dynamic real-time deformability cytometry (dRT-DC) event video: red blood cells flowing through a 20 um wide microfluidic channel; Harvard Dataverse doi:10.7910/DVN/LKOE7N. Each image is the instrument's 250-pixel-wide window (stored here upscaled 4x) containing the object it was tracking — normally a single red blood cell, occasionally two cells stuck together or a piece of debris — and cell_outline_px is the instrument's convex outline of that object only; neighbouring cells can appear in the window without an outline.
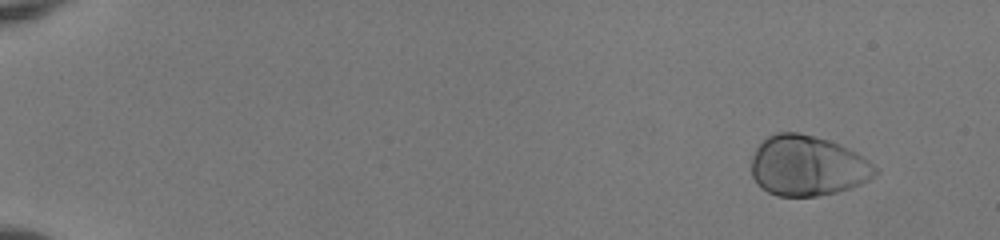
{"species": "human", "species_latin": "Homo sapiens", "temperature_condition": "room temperature", "stored_images_in_passage": 54, "camera_frame_rate_fps": 3000, "um_per_image_px": 0.085, "donor": {"sex": "female"}, "frame": {"image": 1, "passage_image": 5, "time_ms": 1.333, "image_size_px": [1000, 240], "cell_outline_px": [[880, 168], [876, 176], [860, 184], [836, 192], [816, 196], [776, 196], [760, 188], [752, 176], [752, 156], [756, 148], [768, 136], [776, 132], [800, 132], [828, 140], [840, 144], [864, 156]], "centroid_in_image_um": [68.66, 14.09], "position_along_channel_um": 16.3, "area_um2": 43.87}}
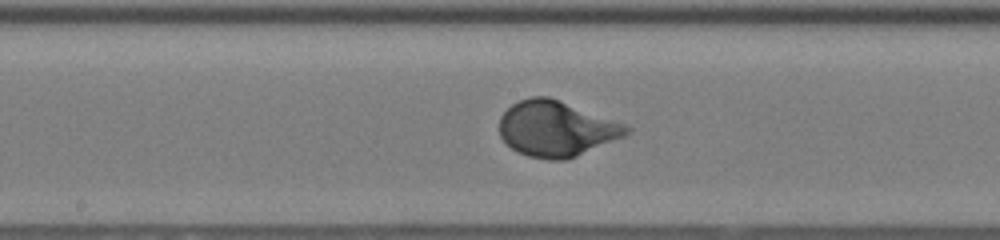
{"frame": {"image": 2, "passage_image": 31, "time_ms": 10.0, "image_size_px": [1000, 240], "cell_outline_px": [[632, 132], [624, 136], [576, 156], [564, 160], [548, 160], [528, 156], [516, 152], [500, 136], [500, 116], [512, 104], [520, 100], [532, 96], [548, 96], [624, 124], [632, 128]], "centroid_in_image_um": [47.26, 10.95], "position_along_channel_um": 200.9, "area_um2": 40.69}}
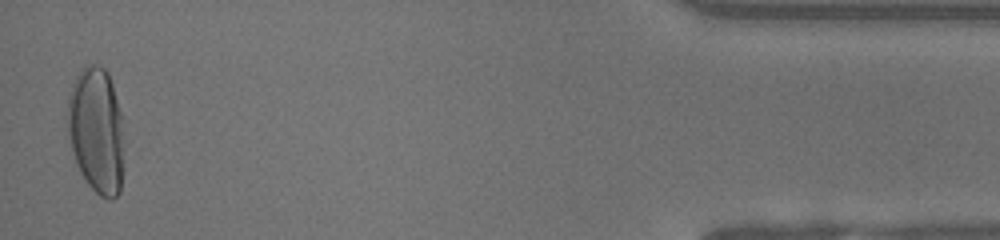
{"frame": {"image": 3, "passage_image": 53, "time_ms": 17.333, "image_size_px": [1000, 240], "cell_outline_px": [[120, 192], [112, 200], [108, 200], [100, 196], [88, 184], [80, 172], [76, 164], [72, 152], [68, 136], [68, 100], [76, 76], [84, 68], [92, 64], [96, 64], [104, 68], [108, 72], [112, 84], [120, 112]], "centroid_in_image_um": [8.14, 11.09], "position_along_channel_um": 427.1, "area_um2": 40.23}, "authors_computed_cell_mechanics": {"area_um2": 40.7779, "velocity_mm_per_s": 3.9933, "shape_relaxation_time_tau1_ms": 2.295, "shape_relaxation_time_tau2_ms": null, "deformation_change_tau1": 0.1625, "deformation_change_tau2": null}}